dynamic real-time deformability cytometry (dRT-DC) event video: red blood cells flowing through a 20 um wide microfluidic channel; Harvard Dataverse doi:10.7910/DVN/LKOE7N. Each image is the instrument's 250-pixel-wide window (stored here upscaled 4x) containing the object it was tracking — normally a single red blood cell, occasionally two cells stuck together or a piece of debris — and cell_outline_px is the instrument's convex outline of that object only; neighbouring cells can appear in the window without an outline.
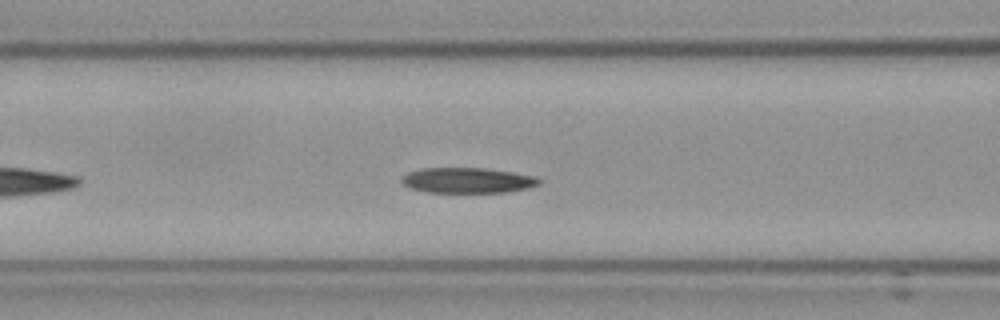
{"species": "Egyptian fruit bat (a non-hibernating species)", "species_latin": "Rousettus aegyptiacus", "temperature_condition": "cold", "stored_images_in_passage": 33, "camera_frame_rate_fps": 3000, "um_per_image_px": 0.085, "frame": {"image": 1, "passage_image": 10, "time_ms": 3.0, "image_size_px": [1000, 320], "cell_outline_px": [[540, 184], [528, 188], [508, 192], [428, 192], [412, 188], [404, 184], [400, 180], [408, 172], [420, 168], [484, 168], [512, 172], [536, 176], [540, 180]], "centroid_in_image_um": [39.76, 15.32], "position_along_channel_um": 126.8, "area_um2": 20.23}, "authors_computed_cell_mechanics": {"area_um2": 21.0392, "velocity_mm_per_s": 3.531, "shape_relaxation_time_tau1_ms": 8.0414, "shape_relaxation_time_tau2_ms": 6.0632, "deformation_change_tau1": 0.211, "deformation_change_tau2": 0.1027}}